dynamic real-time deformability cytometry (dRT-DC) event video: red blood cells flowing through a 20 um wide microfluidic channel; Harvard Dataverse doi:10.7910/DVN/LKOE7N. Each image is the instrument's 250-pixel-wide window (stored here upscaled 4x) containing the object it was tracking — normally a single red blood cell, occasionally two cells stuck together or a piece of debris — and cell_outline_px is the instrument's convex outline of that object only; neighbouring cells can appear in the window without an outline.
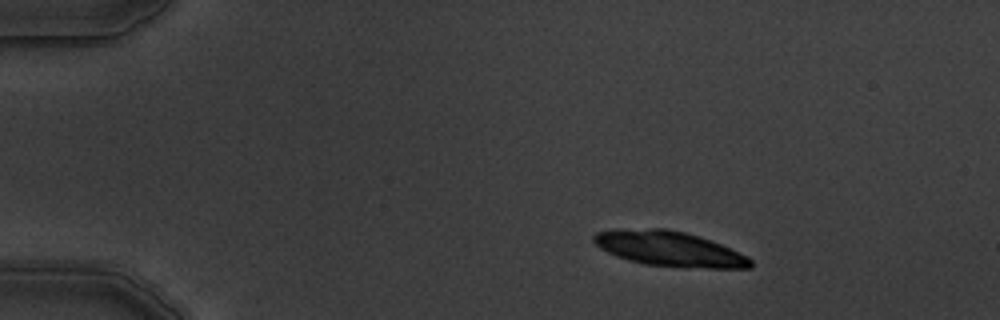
{"species": "common noctule bat (a hibernating species)", "species_latin": "Nyctalus noctula", "temperature_condition": "warm", "stored_images_in_passage": 4, "camera_frame_rate_fps": 3000, "um_per_image_px": 0.085, "animal": {"sex": "male", "body_mass_g": 19.5, "forearm_length_mm": 54.6}, "frame": {"image": 1, "passage_image": 2, "time_ms": 1.0, "image_size_px": [1000, 320], "cell_outline_px": [[752, 268], [708, 268], [644, 264], [628, 260], [616, 256], [600, 248], [592, 240], [592, 236], [596, 232], [616, 228], [668, 228], [684, 232], [712, 240], [748, 256], [752, 260]], "centroid_in_image_um": [56.87, 21.12], "position_along_channel_um": 28.1, "area_um2": 32.14}}